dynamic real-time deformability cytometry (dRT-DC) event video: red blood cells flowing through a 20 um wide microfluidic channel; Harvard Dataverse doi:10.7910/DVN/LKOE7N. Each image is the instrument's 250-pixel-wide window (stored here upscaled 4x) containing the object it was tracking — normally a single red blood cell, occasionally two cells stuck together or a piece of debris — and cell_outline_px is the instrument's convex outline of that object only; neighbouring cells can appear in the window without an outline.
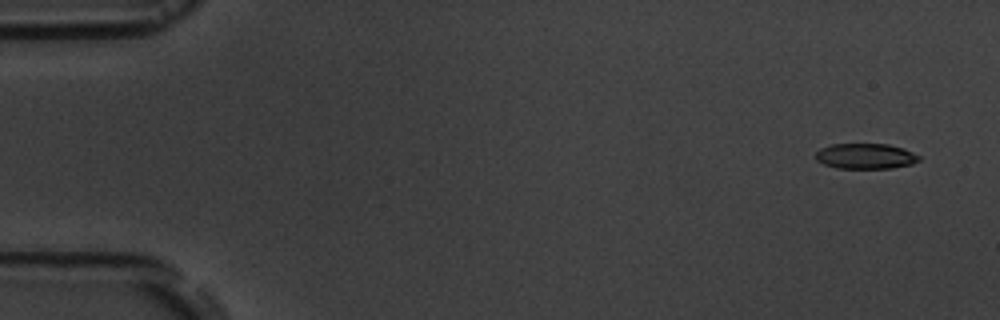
{"species": "common noctule bat (a hibernating species)", "species_latin": "Nyctalus noctula", "temperature_condition": "room temperature", "stored_images_in_passage": 4, "camera_frame_rate_fps": 3000, "um_per_image_px": 0.085, "animal": {"sex": "male", "body_mass_g": 19.5, "forearm_length_mm": 54.6}, "frame": {"image": 1, "passage_image": 1, "time_ms": 0.0, "image_size_px": [1000, 320], "cell_outline_px": [[920, 160], [912, 164], [892, 168], [836, 168], [824, 164], [816, 160], [816, 152], [820, 148], [832, 144], [888, 144], [912, 152], [920, 156]], "centroid_in_image_um": [73.56, 13.28], "position_along_channel_um": 11.4, "area_um2": 15.26}}
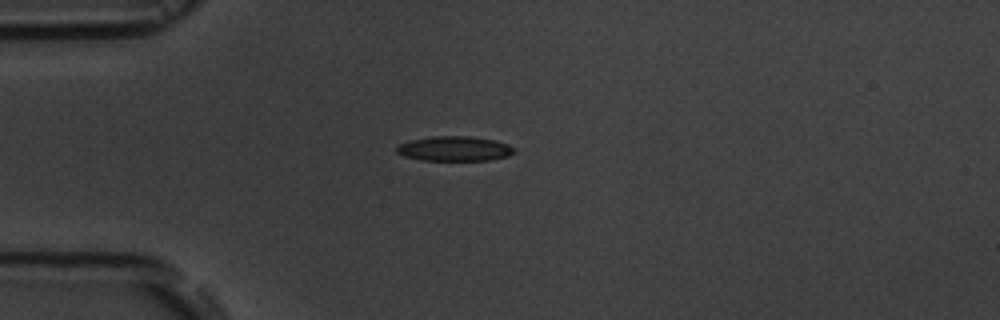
{"frame": {"image": 2, "passage_image": 4, "time_ms": 4.0, "image_size_px": [1000, 320], "cell_outline_px": [[516, 152], [508, 156], [488, 160], [420, 160], [404, 156], [396, 152], [396, 148], [400, 144], [408, 140], [432, 136], [468, 136], [492, 140], [508, 144], [516, 148]], "centroid_in_image_um": [38.63, 12.63], "position_along_channel_um": 46.4, "area_um2": 16.99}}